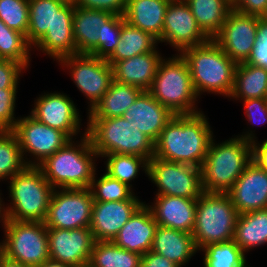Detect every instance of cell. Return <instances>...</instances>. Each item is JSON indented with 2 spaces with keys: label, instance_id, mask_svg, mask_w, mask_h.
Listing matches in <instances>:
<instances>
[{
  "label": "cell",
  "instance_id": "cell-40",
  "mask_svg": "<svg viewBox=\"0 0 267 267\" xmlns=\"http://www.w3.org/2000/svg\"><path fill=\"white\" fill-rule=\"evenodd\" d=\"M122 28V16L114 15L105 23L104 43H102L91 55L107 59L115 50Z\"/></svg>",
  "mask_w": 267,
  "mask_h": 267
},
{
  "label": "cell",
  "instance_id": "cell-32",
  "mask_svg": "<svg viewBox=\"0 0 267 267\" xmlns=\"http://www.w3.org/2000/svg\"><path fill=\"white\" fill-rule=\"evenodd\" d=\"M191 9L201 30L213 39L221 30L228 13L230 0H184Z\"/></svg>",
  "mask_w": 267,
  "mask_h": 267
},
{
  "label": "cell",
  "instance_id": "cell-22",
  "mask_svg": "<svg viewBox=\"0 0 267 267\" xmlns=\"http://www.w3.org/2000/svg\"><path fill=\"white\" fill-rule=\"evenodd\" d=\"M157 227L150 208L143 203L112 242L125 250L144 255L151 250Z\"/></svg>",
  "mask_w": 267,
  "mask_h": 267
},
{
  "label": "cell",
  "instance_id": "cell-21",
  "mask_svg": "<svg viewBox=\"0 0 267 267\" xmlns=\"http://www.w3.org/2000/svg\"><path fill=\"white\" fill-rule=\"evenodd\" d=\"M173 116L174 114L148 91H143L121 117L155 143Z\"/></svg>",
  "mask_w": 267,
  "mask_h": 267
},
{
  "label": "cell",
  "instance_id": "cell-47",
  "mask_svg": "<svg viewBox=\"0 0 267 267\" xmlns=\"http://www.w3.org/2000/svg\"><path fill=\"white\" fill-rule=\"evenodd\" d=\"M140 267H179L173 261L153 251H148L141 257Z\"/></svg>",
  "mask_w": 267,
  "mask_h": 267
},
{
  "label": "cell",
  "instance_id": "cell-51",
  "mask_svg": "<svg viewBox=\"0 0 267 267\" xmlns=\"http://www.w3.org/2000/svg\"><path fill=\"white\" fill-rule=\"evenodd\" d=\"M3 203L4 202H3V200H1V197H0V223L2 222L3 226L5 227L7 220H8V217H7L6 207H4Z\"/></svg>",
  "mask_w": 267,
  "mask_h": 267
},
{
  "label": "cell",
  "instance_id": "cell-38",
  "mask_svg": "<svg viewBox=\"0 0 267 267\" xmlns=\"http://www.w3.org/2000/svg\"><path fill=\"white\" fill-rule=\"evenodd\" d=\"M95 175L96 173L90 186L94 201H125L134 196L131 187L110 177L108 174L104 173L98 180H96Z\"/></svg>",
  "mask_w": 267,
  "mask_h": 267
},
{
  "label": "cell",
  "instance_id": "cell-8",
  "mask_svg": "<svg viewBox=\"0 0 267 267\" xmlns=\"http://www.w3.org/2000/svg\"><path fill=\"white\" fill-rule=\"evenodd\" d=\"M148 92L174 115L195 114L197 94L192 85L188 64L181 54L161 59Z\"/></svg>",
  "mask_w": 267,
  "mask_h": 267
},
{
  "label": "cell",
  "instance_id": "cell-27",
  "mask_svg": "<svg viewBox=\"0 0 267 267\" xmlns=\"http://www.w3.org/2000/svg\"><path fill=\"white\" fill-rule=\"evenodd\" d=\"M171 0H127L125 21L159 40L165 12Z\"/></svg>",
  "mask_w": 267,
  "mask_h": 267
},
{
  "label": "cell",
  "instance_id": "cell-34",
  "mask_svg": "<svg viewBox=\"0 0 267 267\" xmlns=\"http://www.w3.org/2000/svg\"><path fill=\"white\" fill-rule=\"evenodd\" d=\"M32 162L23 159L18 138L12 131H0V181L11 179L26 166H32Z\"/></svg>",
  "mask_w": 267,
  "mask_h": 267
},
{
  "label": "cell",
  "instance_id": "cell-49",
  "mask_svg": "<svg viewBox=\"0 0 267 267\" xmlns=\"http://www.w3.org/2000/svg\"><path fill=\"white\" fill-rule=\"evenodd\" d=\"M0 267H31V266L13 261L0 253Z\"/></svg>",
  "mask_w": 267,
  "mask_h": 267
},
{
  "label": "cell",
  "instance_id": "cell-9",
  "mask_svg": "<svg viewBox=\"0 0 267 267\" xmlns=\"http://www.w3.org/2000/svg\"><path fill=\"white\" fill-rule=\"evenodd\" d=\"M238 216L228 193L204 191L197 199L192 231L198 251L209 244L232 241Z\"/></svg>",
  "mask_w": 267,
  "mask_h": 267
},
{
  "label": "cell",
  "instance_id": "cell-3",
  "mask_svg": "<svg viewBox=\"0 0 267 267\" xmlns=\"http://www.w3.org/2000/svg\"><path fill=\"white\" fill-rule=\"evenodd\" d=\"M252 131L216 144L212 138L201 167L202 187L205 192L227 193L251 162Z\"/></svg>",
  "mask_w": 267,
  "mask_h": 267
},
{
  "label": "cell",
  "instance_id": "cell-6",
  "mask_svg": "<svg viewBox=\"0 0 267 267\" xmlns=\"http://www.w3.org/2000/svg\"><path fill=\"white\" fill-rule=\"evenodd\" d=\"M86 134L98 157L110 154L137 155L148 161L154 142L123 117L88 118Z\"/></svg>",
  "mask_w": 267,
  "mask_h": 267
},
{
  "label": "cell",
  "instance_id": "cell-23",
  "mask_svg": "<svg viewBox=\"0 0 267 267\" xmlns=\"http://www.w3.org/2000/svg\"><path fill=\"white\" fill-rule=\"evenodd\" d=\"M196 199L156 195L154 205H148L159 226L192 234L196 217Z\"/></svg>",
  "mask_w": 267,
  "mask_h": 267
},
{
  "label": "cell",
  "instance_id": "cell-53",
  "mask_svg": "<svg viewBox=\"0 0 267 267\" xmlns=\"http://www.w3.org/2000/svg\"><path fill=\"white\" fill-rule=\"evenodd\" d=\"M59 1H62L66 4H74L76 0H59Z\"/></svg>",
  "mask_w": 267,
  "mask_h": 267
},
{
  "label": "cell",
  "instance_id": "cell-15",
  "mask_svg": "<svg viewBox=\"0 0 267 267\" xmlns=\"http://www.w3.org/2000/svg\"><path fill=\"white\" fill-rule=\"evenodd\" d=\"M259 18L231 10L213 40L236 63L247 62L258 39Z\"/></svg>",
  "mask_w": 267,
  "mask_h": 267
},
{
  "label": "cell",
  "instance_id": "cell-18",
  "mask_svg": "<svg viewBox=\"0 0 267 267\" xmlns=\"http://www.w3.org/2000/svg\"><path fill=\"white\" fill-rule=\"evenodd\" d=\"M34 104L30 115L39 122L65 132L71 139L80 132L79 111L66 94L44 93Z\"/></svg>",
  "mask_w": 267,
  "mask_h": 267
},
{
  "label": "cell",
  "instance_id": "cell-31",
  "mask_svg": "<svg viewBox=\"0 0 267 267\" xmlns=\"http://www.w3.org/2000/svg\"><path fill=\"white\" fill-rule=\"evenodd\" d=\"M233 241L245 253L267 243V209L239 214Z\"/></svg>",
  "mask_w": 267,
  "mask_h": 267
},
{
  "label": "cell",
  "instance_id": "cell-48",
  "mask_svg": "<svg viewBox=\"0 0 267 267\" xmlns=\"http://www.w3.org/2000/svg\"><path fill=\"white\" fill-rule=\"evenodd\" d=\"M256 141L252 142L251 161L259 168L267 170V139L262 144Z\"/></svg>",
  "mask_w": 267,
  "mask_h": 267
},
{
  "label": "cell",
  "instance_id": "cell-19",
  "mask_svg": "<svg viewBox=\"0 0 267 267\" xmlns=\"http://www.w3.org/2000/svg\"><path fill=\"white\" fill-rule=\"evenodd\" d=\"M133 196L125 201H93L90 230L95 241H113L143 202Z\"/></svg>",
  "mask_w": 267,
  "mask_h": 267
},
{
  "label": "cell",
  "instance_id": "cell-39",
  "mask_svg": "<svg viewBox=\"0 0 267 267\" xmlns=\"http://www.w3.org/2000/svg\"><path fill=\"white\" fill-rule=\"evenodd\" d=\"M0 19L25 36L29 24V0H0Z\"/></svg>",
  "mask_w": 267,
  "mask_h": 267
},
{
  "label": "cell",
  "instance_id": "cell-52",
  "mask_svg": "<svg viewBox=\"0 0 267 267\" xmlns=\"http://www.w3.org/2000/svg\"><path fill=\"white\" fill-rule=\"evenodd\" d=\"M77 267H97V266H95L91 261H86V262H83L82 264H80Z\"/></svg>",
  "mask_w": 267,
  "mask_h": 267
},
{
  "label": "cell",
  "instance_id": "cell-24",
  "mask_svg": "<svg viewBox=\"0 0 267 267\" xmlns=\"http://www.w3.org/2000/svg\"><path fill=\"white\" fill-rule=\"evenodd\" d=\"M113 13L103 10L74 8L73 36L76 43L77 54H92L104 43L105 23Z\"/></svg>",
  "mask_w": 267,
  "mask_h": 267
},
{
  "label": "cell",
  "instance_id": "cell-17",
  "mask_svg": "<svg viewBox=\"0 0 267 267\" xmlns=\"http://www.w3.org/2000/svg\"><path fill=\"white\" fill-rule=\"evenodd\" d=\"M51 260L74 267L89 261L95 243L89 227L77 229L47 228Z\"/></svg>",
  "mask_w": 267,
  "mask_h": 267
},
{
  "label": "cell",
  "instance_id": "cell-25",
  "mask_svg": "<svg viewBox=\"0 0 267 267\" xmlns=\"http://www.w3.org/2000/svg\"><path fill=\"white\" fill-rule=\"evenodd\" d=\"M162 58L159 50H155L115 62L112 65L113 80L148 91L152 86Z\"/></svg>",
  "mask_w": 267,
  "mask_h": 267
},
{
  "label": "cell",
  "instance_id": "cell-41",
  "mask_svg": "<svg viewBox=\"0 0 267 267\" xmlns=\"http://www.w3.org/2000/svg\"><path fill=\"white\" fill-rule=\"evenodd\" d=\"M17 89H0V131H12L17 124L15 102Z\"/></svg>",
  "mask_w": 267,
  "mask_h": 267
},
{
  "label": "cell",
  "instance_id": "cell-54",
  "mask_svg": "<svg viewBox=\"0 0 267 267\" xmlns=\"http://www.w3.org/2000/svg\"><path fill=\"white\" fill-rule=\"evenodd\" d=\"M261 18L263 20L267 21V10L265 11V13L263 14V16Z\"/></svg>",
  "mask_w": 267,
  "mask_h": 267
},
{
  "label": "cell",
  "instance_id": "cell-26",
  "mask_svg": "<svg viewBox=\"0 0 267 267\" xmlns=\"http://www.w3.org/2000/svg\"><path fill=\"white\" fill-rule=\"evenodd\" d=\"M151 251L182 267L190 261L198 249L192 234L158 225Z\"/></svg>",
  "mask_w": 267,
  "mask_h": 267
},
{
  "label": "cell",
  "instance_id": "cell-12",
  "mask_svg": "<svg viewBox=\"0 0 267 267\" xmlns=\"http://www.w3.org/2000/svg\"><path fill=\"white\" fill-rule=\"evenodd\" d=\"M93 201L90 188L54 189L44 223L68 230L89 227Z\"/></svg>",
  "mask_w": 267,
  "mask_h": 267
},
{
  "label": "cell",
  "instance_id": "cell-5",
  "mask_svg": "<svg viewBox=\"0 0 267 267\" xmlns=\"http://www.w3.org/2000/svg\"><path fill=\"white\" fill-rule=\"evenodd\" d=\"M79 143L77 146L70 140L38 165L54 189L90 188L96 171L94 161L98 154L94 151L86 131Z\"/></svg>",
  "mask_w": 267,
  "mask_h": 267
},
{
  "label": "cell",
  "instance_id": "cell-43",
  "mask_svg": "<svg viewBox=\"0 0 267 267\" xmlns=\"http://www.w3.org/2000/svg\"><path fill=\"white\" fill-rule=\"evenodd\" d=\"M258 39L248 63L262 66L267 69V21L258 19Z\"/></svg>",
  "mask_w": 267,
  "mask_h": 267
},
{
  "label": "cell",
  "instance_id": "cell-37",
  "mask_svg": "<svg viewBox=\"0 0 267 267\" xmlns=\"http://www.w3.org/2000/svg\"><path fill=\"white\" fill-rule=\"evenodd\" d=\"M107 159L106 174L132 187L130 182L136 178L140 167L147 175L148 160L137 155L110 154L102 156Z\"/></svg>",
  "mask_w": 267,
  "mask_h": 267
},
{
  "label": "cell",
  "instance_id": "cell-16",
  "mask_svg": "<svg viewBox=\"0 0 267 267\" xmlns=\"http://www.w3.org/2000/svg\"><path fill=\"white\" fill-rule=\"evenodd\" d=\"M208 40L210 38L199 27L188 4L184 0H171L165 12L163 32L158 43H168L180 54L183 50L204 44Z\"/></svg>",
  "mask_w": 267,
  "mask_h": 267
},
{
  "label": "cell",
  "instance_id": "cell-2",
  "mask_svg": "<svg viewBox=\"0 0 267 267\" xmlns=\"http://www.w3.org/2000/svg\"><path fill=\"white\" fill-rule=\"evenodd\" d=\"M212 138L203 112L174 115L154 143V157L201 168Z\"/></svg>",
  "mask_w": 267,
  "mask_h": 267
},
{
  "label": "cell",
  "instance_id": "cell-33",
  "mask_svg": "<svg viewBox=\"0 0 267 267\" xmlns=\"http://www.w3.org/2000/svg\"><path fill=\"white\" fill-rule=\"evenodd\" d=\"M141 257L112 241H95L89 261L97 267H140Z\"/></svg>",
  "mask_w": 267,
  "mask_h": 267
},
{
  "label": "cell",
  "instance_id": "cell-1",
  "mask_svg": "<svg viewBox=\"0 0 267 267\" xmlns=\"http://www.w3.org/2000/svg\"><path fill=\"white\" fill-rule=\"evenodd\" d=\"M74 8V4L59 0H29L28 44L57 61L76 55Z\"/></svg>",
  "mask_w": 267,
  "mask_h": 267
},
{
  "label": "cell",
  "instance_id": "cell-44",
  "mask_svg": "<svg viewBox=\"0 0 267 267\" xmlns=\"http://www.w3.org/2000/svg\"><path fill=\"white\" fill-rule=\"evenodd\" d=\"M127 0H76L74 6L91 10H103L124 16Z\"/></svg>",
  "mask_w": 267,
  "mask_h": 267
},
{
  "label": "cell",
  "instance_id": "cell-46",
  "mask_svg": "<svg viewBox=\"0 0 267 267\" xmlns=\"http://www.w3.org/2000/svg\"><path fill=\"white\" fill-rule=\"evenodd\" d=\"M231 9L246 15L262 17L267 10V0H230Z\"/></svg>",
  "mask_w": 267,
  "mask_h": 267
},
{
  "label": "cell",
  "instance_id": "cell-29",
  "mask_svg": "<svg viewBox=\"0 0 267 267\" xmlns=\"http://www.w3.org/2000/svg\"><path fill=\"white\" fill-rule=\"evenodd\" d=\"M158 40L151 34L131 26L122 16L120 40L114 52L106 59L112 66L115 62L156 50Z\"/></svg>",
  "mask_w": 267,
  "mask_h": 267
},
{
  "label": "cell",
  "instance_id": "cell-30",
  "mask_svg": "<svg viewBox=\"0 0 267 267\" xmlns=\"http://www.w3.org/2000/svg\"><path fill=\"white\" fill-rule=\"evenodd\" d=\"M233 99H267V69L248 62L237 63L235 69Z\"/></svg>",
  "mask_w": 267,
  "mask_h": 267
},
{
  "label": "cell",
  "instance_id": "cell-50",
  "mask_svg": "<svg viewBox=\"0 0 267 267\" xmlns=\"http://www.w3.org/2000/svg\"><path fill=\"white\" fill-rule=\"evenodd\" d=\"M36 267H74V266L49 259Z\"/></svg>",
  "mask_w": 267,
  "mask_h": 267
},
{
  "label": "cell",
  "instance_id": "cell-13",
  "mask_svg": "<svg viewBox=\"0 0 267 267\" xmlns=\"http://www.w3.org/2000/svg\"><path fill=\"white\" fill-rule=\"evenodd\" d=\"M58 62L70 69L76 87L90 100L88 111H91L109 90L113 81L112 66L107 60L90 54L69 55Z\"/></svg>",
  "mask_w": 267,
  "mask_h": 267
},
{
  "label": "cell",
  "instance_id": "cell-35",
  "mask_svg": "<svg viewBox=\"0 0 267 267\" xmlns=\"http://www.w3.org/2000/svg\"><path fill=\"white\" fill-rule=\"evenodd\" d=\"M204 267H245V252L232 240L209 244L201 249Z\"/></svg>",
  "mask_w": 267,
  "mask_h": 267
},
{
  "label": "cell",
  "instance_id": "cell-45",
  "mask_svg": "<svg viewBox=\"0 0 267 267\" xmlns=\"http://www.w3.org/2000/svg\"><path fill=\"white\" fill-rule=\"evenodd\" d=\"M245 114L251 124L267 122V99L251 98L243 100Z\"/></svg>",
  "mask_w": 267,
  "mask_h": 267
},
{
  "label": "cell",
  "instance_id": "cell-14",
  "mask_svg": "<svg viewBox=\"0 0 267 267\" xmlns=\"http://www.w3.org/2000/svg\"><path fill=\"white\" fill-rule=\"evenodd\" d=\"M12 132L18 138L23 159L27 158L24 157L27 152L35 157L32 166H38L73 140L65 132L51 128L31 115L18 119Z\"/></svg>",
  "mask_w": 267,
  "mask_h": 267
},
{
  "label": "cell",
  "instance_id": "cell-7",
  "mask_svg": "<svg viewBox=\"0 0 267 267\" xmlns=\"http://www.w3.org/2000/svg\"><path fill=\"white\" fill-rule=\"evenodd\" d=\"M12 205L6 207L10 220L45 222L54 188L38 166H26L9 182Z\"/></svg>",
  "mask_w": 267,
  "mask_h": 267
},
{
  "label": "cell",
  "instance_id": "cell-20",
  "mask_svg": "<svg viewBox=\"0 0 267 267\" xmlns=\"http://www.w3.org/2000/svg\"><path fill=\"white\" fill-rule=\"evenodd\" d=\"M227 193L239 214L267 209V170L251 161Z\"/></svg>",
  "mask_w": 267,
  "mask_h": 267
},
{
  "label": "cell",
  "instance_id": "cell-11",
  "mask_svg": "<svg viewBox=\"0 0 267 267\" xmlns=\"http://www.w3.org/2000/svg\"><path fill=\"white\" fill-rule=\"evenodd\" d=\"M147 175L158 187L156 195L197 200L204 192L201 168L191 164L165 161L153 156L148 161Z\"/></svg>",
  "mask_w": 267,
  "mask_h": 267
},
{
  "label": "cell",
  "instance_id": "cell-4",
  "mask_svg": "<svg viewBox=\"0 0 267 267\" xmlns=\"http://www.w3.org/2000/svg\"><path fill=\"white\" fill-rule=\"evenodd\" d=\"M182 57L188 64L195 93H217L231 96L234 88L237 63L213 40L183 50Z\"/></svg>",
  "mask_w": 267,
  "mask_h": 267
},
{
  "label": "cell",
  "instance_id": "cell-36",
  "mask_svg": "<svg viewBox=\"0 0 267 267\" xmlns=\"http://www.w3.org/2000/svg\"><path fill=\"white\" fill-rule=\"evenodd\" d=\"M31 48L24 34L9 28L0 19V59L13 60L28 68Z\"/></svg>",
  "mask_w": 267,
  "mask_h": 267
},
{
  "label": "cell",
  "instance_id": "cell-10",
  "mask_svg": "<svg viewBox=\"0 0 267 267\" xmlns=\"http://www.w3.org/2000/svg\"><path fill=\"white\" fill-rule=\"evenodd\" d=\"M0 253L24 265L36 267L50 259L47 227L44 222L7 220Z\"/></svg>",
  "mask_w": 267,
  "mask_h": 267
},
{
  "label": "cell",
  "instance_id": "cell-42",
  "mask_svg": "<svg viewBox=\"0 0 267 267\" xmlns=\"http://www.w3.org/2000/svg\"><path fill=\"white\" fill-rule=\"evenodd\" d=\"M24 65L8 59H0V89H17Z\"/></svg>",
  "mask_w": 267,
  "mask_h": 267
},
{
  "label": "cell",
  "instance_id": "cell-28",
  "mask_svg": "<svg viewBox=\"0 0 267 267\" xmlns=\"http://www.w3.org/2000/svg\"><path fill=\"white\" fill-rule=\"evenodd\" d=\"M143 92L139 87L112 81L109 90L88 112V118H112L122 116Z\"/></svg>",
  "mask_w": 267,
  "mask_h": 267
}]
</instances>
